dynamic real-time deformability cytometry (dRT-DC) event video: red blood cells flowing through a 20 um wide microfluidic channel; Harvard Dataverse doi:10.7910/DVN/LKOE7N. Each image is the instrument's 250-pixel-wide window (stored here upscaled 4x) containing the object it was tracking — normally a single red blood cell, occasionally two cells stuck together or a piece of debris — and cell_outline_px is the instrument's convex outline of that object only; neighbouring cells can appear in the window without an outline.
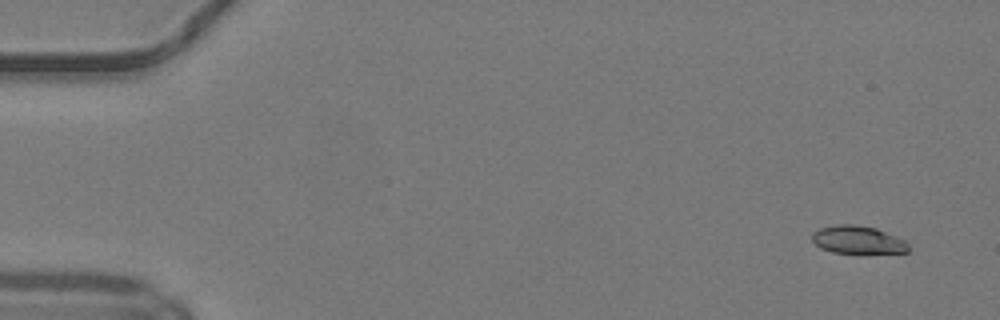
{"species": "common noctule bat (a hibernating species)", "species_latin": "Nyctalus noctula", "temperature_condition": "warm", "stored_images_in_passage": 30, "camera_frame_rate_fps": 3000, "um_per_image_px": 0.085, "animal": {"sex": "male", "body_mass_g": 19.2, "forearm_length_mm": 51.8}, "frame": {"image": 1, "passage_image": 1, "time_ms": 0.0, "image_size_px": [1000, 320], "cell_outline_px": [[908, 252], [832, 252], [820, 248], [812, 240], [812, 232], [820, 228], [836, 224], [852, 224], [876, 228], [904, 240], [908, 244]], "centroid_in_image_um": [72.86, 20.36], "position_along_channel_um": 12.1, "area_um2": 15.32}}
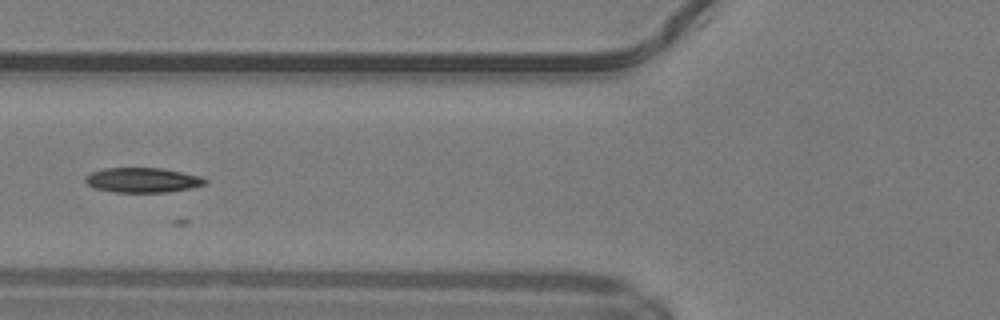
{"frame": {"image": 2, "passage_image": 18, "time_ms": 5.667, "image_size_px": [1000, 320], "cell_outline_px": [[208, 180], [204, 184], [188, 188], [168, 192], [116, 192], [96, 188], [88, 184], [84, 180], [92, 172], [104, 168], [160, 168], [200, 176]], "centroid_in_image_um": [12.11, 15.3], "position_along_channel_um": 113.7, "area_um2": 16.94}}
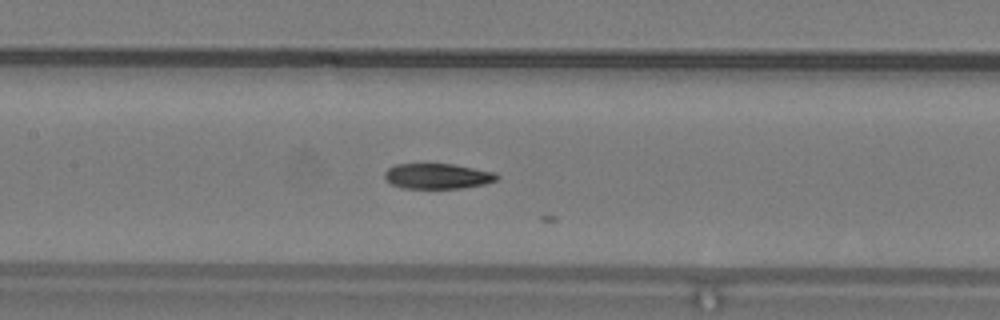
{"frame": {"image": 3, "passage_image": 22, "time_ms": 7.0, "image_size_px": [1000, 320], "cell_outline_px": [[500, 176], [496, 180], [484, 184], [460, 188], [404, 188], [392, 184], [384, 176], [384, 172], [388, 168], [396, 164], [456, 164], [496, 172]], "centroid_in_image_um": [37.22, 14.96], "position_along_channel_um": 170.2, "area_um2": 16.59}}